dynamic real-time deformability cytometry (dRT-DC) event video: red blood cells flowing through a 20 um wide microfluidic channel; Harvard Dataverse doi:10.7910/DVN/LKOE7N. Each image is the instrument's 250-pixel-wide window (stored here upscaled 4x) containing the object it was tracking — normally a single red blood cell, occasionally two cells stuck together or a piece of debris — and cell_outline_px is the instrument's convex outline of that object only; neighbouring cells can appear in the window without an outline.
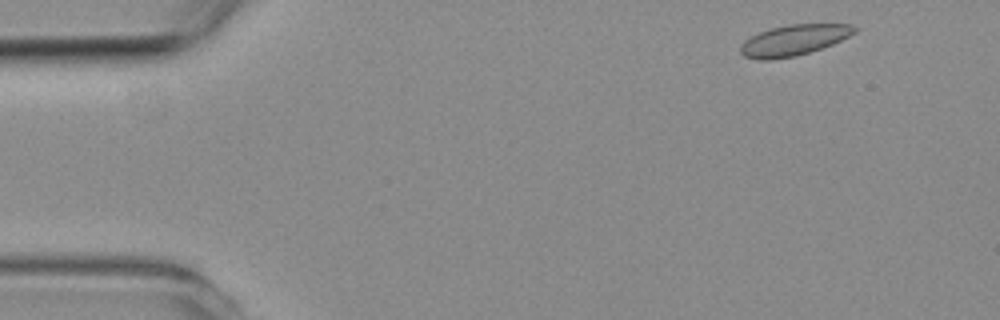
{"species": "common noctule bat (a hibernating species)", "species_latin": "Nyctalus noctula", "temperature_condition": "room temperature", "stored_images_in_passage": 4, "camera_frame_rate_fps": 3000, "um_per_image_px": 0.085, "animal": {"sex": "female", "body_mass_g": 19.3, "forearm_length_mm": 54.1}, "frame": {"image": 1, "passage_image": 1, "time_ms": 0.0, "image_size_px": [1000, 320], "cell_outline_px": [[856, 32], [832, 44], [796, 56], [768, 60], [764, 60], [744, 56], [740, 52], [740, 44], [744, 40], [760, 32], [772, 28], [788, 24], [852, 24], [856, 28]], "centroid_in_image_um": [67.45, 3.41], "position_along_channel_um": 17.5, "area_um2": 20.17}}
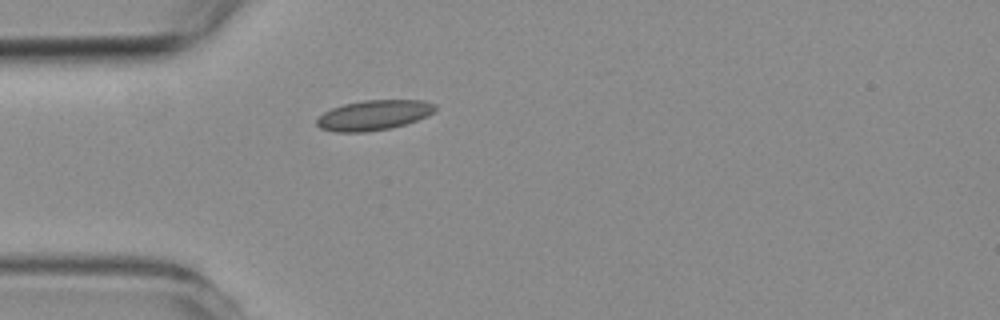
{"frame": {"image": 2, "passage_image": 4, "time_ms": 3.333, "image_size_px": [1000, 320], "cell_outline_px": [[436, 108], [428, 116], [392, 128], [364, 132], [336, 132], [320, 128], [316, 124], [316, 120], [324, 112], [332, 108], [344, 104], [364, 100], [424, 100], [436, 104]], "centroid_in_image_um": [31.77, 9.78], "position_along_channel_um": 53.2, "area_um2": 20.69}}